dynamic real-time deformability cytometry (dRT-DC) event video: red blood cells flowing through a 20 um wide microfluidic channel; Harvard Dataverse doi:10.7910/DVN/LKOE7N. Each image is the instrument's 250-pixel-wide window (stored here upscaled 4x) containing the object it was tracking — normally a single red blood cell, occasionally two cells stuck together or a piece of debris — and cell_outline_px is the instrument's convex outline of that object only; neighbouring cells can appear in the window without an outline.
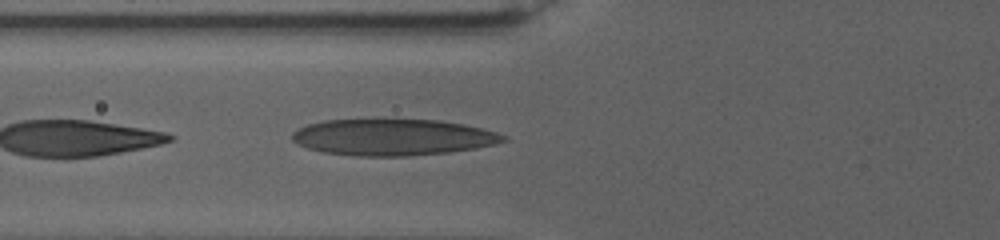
{"species": "human", "species_latin": "Homo sapiens", "temperature_condition": "warm", "stored_images_in_passage": 24, "camera_frame_rate_fps": 3000, "um_per_image_px": 0.085, "donor": {"sex": "female"}, "frame": {"image": 1, "passage_image": 4, "time_ms": 1.0, "image_size_px": [1000, 240], "cell_outline_px": [[508, 140], [496, 144], [476, 148], [448, 152], [408, 156], [352, 156], [324, 152], [308, 148], [292, 140], [292, 132], [308, 124], [324, 120], [436, 120], [460, 124], [480, 128], [496, 132], [504, 136]], "centroid_in_image_um": [33.38, 11.67], "position_along_channel_um": 92.4, "area_um2": 44.39}}
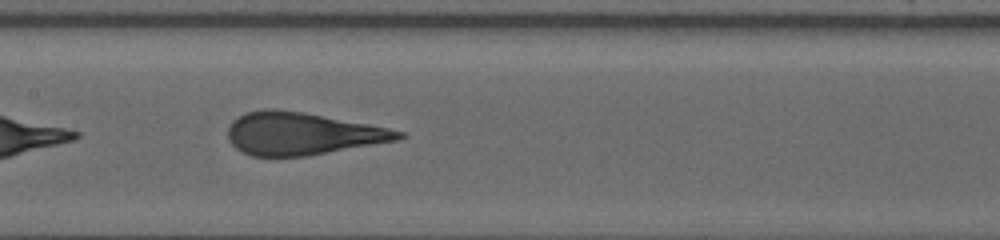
{"frame": {"image": 2, "passage_image": 15, "time_ms": 4.333, "image_size_px": [1000, 240], "cell_outline_px": [[404, 136], [396, 140], [308, 156], [252, 156], [236, 148], [228, 140], [228, 128], [232, 120], [248, 112], [264, 108], [276, 108], [304, 112], [368, 124], [388, 128], [404, 132]], "centroid_in_image_um": [25.63, 11.35], "position_along_channel_um": 181.8, "area_um2": 41.96}}
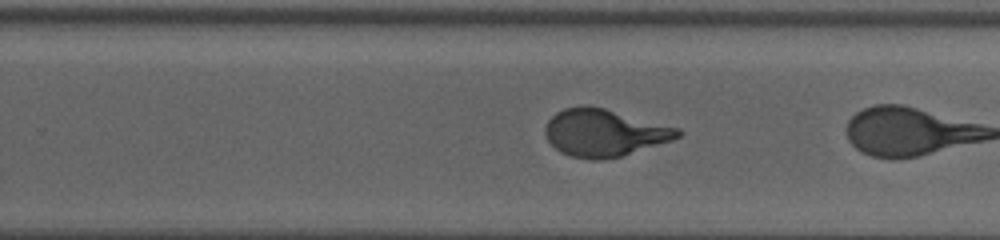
{"frame": {"image": 3, "passage_image": 23, "time_ms": 7.0, "image_size_px": [1000, 240], "cell_outline_px": [[684, 132], [680, 136], [672, 140], [620, 156], [600, 160], [592, 160], [572, 156], [560, 152], [548, 140], [544, 132], [544, 128], [548, 120], [556, 112], [564, 108], [580, 104], [588, 104], [604, 108], [680, 128]], "centroid_in_image_um": [51.34, 11.26], "position_along_channel_um": 278.5, "area_um2": 36.59}}